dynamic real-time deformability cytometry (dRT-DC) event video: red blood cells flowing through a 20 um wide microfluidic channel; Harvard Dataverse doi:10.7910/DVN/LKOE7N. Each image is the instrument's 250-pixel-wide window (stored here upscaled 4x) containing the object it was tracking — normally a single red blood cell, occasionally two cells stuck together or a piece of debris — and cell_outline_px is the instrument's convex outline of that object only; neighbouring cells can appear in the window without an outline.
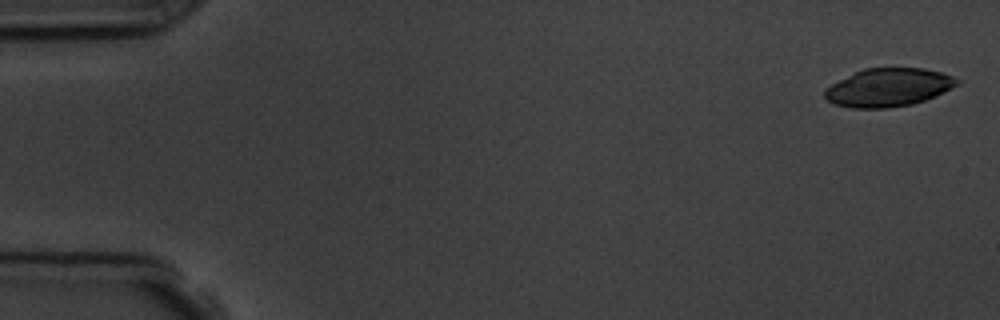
{"species": "common noctule bat (a hibernating species)", "species_latin": "Nyctalus noctula", "temperature_condition": "room temperature", "stored_images_in_passage": 6, "camera_frame_rate_fps": 3000, "um_per_image_px": 0.085, "animal": {"sex": "male", "body_mass_g": 19.5, "forearm_length_mm": 54.6}, "frame": {"image": 1, "passage_image": 1, "time_ms": 0.0, "image_size_px": [1000, 320], "cell_outline_px": [[960, 84], [936, 96], [912, 104], [888, 108], [852, 108], [836, 104], [828, 100], [824, 96], [824, 92], [832, 84], [864, 68], [924, 68], [940, 72], [952, 76], [960, 80]], "centroid_in_image_um": [75.56, 7.43], "position_along_channel_um": 9.4, "area_um2": 29.25}}